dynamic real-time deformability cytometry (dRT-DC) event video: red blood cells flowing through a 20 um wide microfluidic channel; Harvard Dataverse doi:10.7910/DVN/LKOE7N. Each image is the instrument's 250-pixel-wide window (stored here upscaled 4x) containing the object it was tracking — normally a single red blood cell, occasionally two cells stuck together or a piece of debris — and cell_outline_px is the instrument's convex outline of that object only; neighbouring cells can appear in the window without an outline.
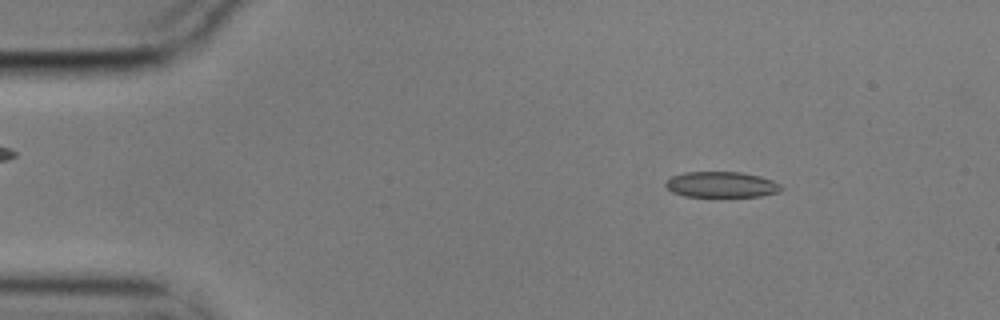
{"species": "common noctule bat (a hibernating species)", "species_latin": "Nyctalus noctula", "temperature_condition": "cold", "stored_images_in_passage": 55, "camera_frame_rate_fps": 3000, "um_per_image_px": 0.085, "animal": {"sex": "male", "body_mass_g": 17.9}, "frame": {"image": 1, "passage_image": 7, "time_ms": 2.0, "image_size_px": [1000, 320], "cell_outline_px": [[780, 188], [776, 192], [760, 196], [684, 196], [672, 192], [664, 184], [672, 176], [684, 172], [740, 172], [760, 176], [772, 180], [780, 184]], "centroid_in_image_um": [61.28, 15.68], "position_along_channel_um": 23.7, "area_um2": 17.05}}
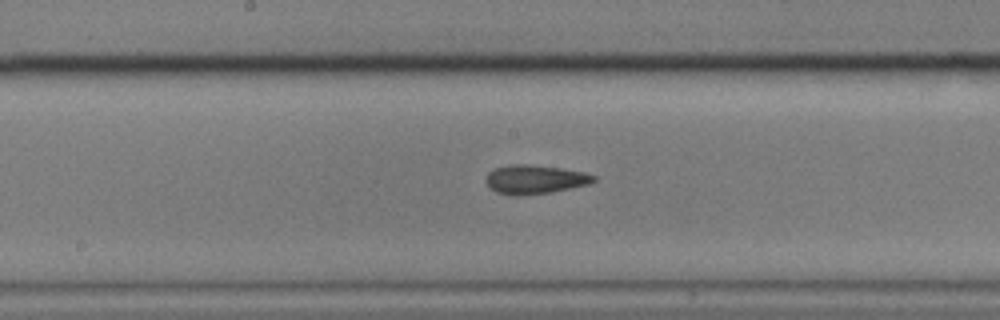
{"frame": {"image": 2, "passage_image": 28, "time_ms": 9.0, "image_size_px": [1000, 320], "cell_outline_px": [[596, 180], [588, 184], [572, 188], [552, 192], [520, 196], [512, 196], [496, 192], [484, 180], [488, 172], [492, 168], [512, 164], [528, 164], [560, 168], [584, 172], [596, 176]], "centroid_in_image_um": [45.44, 15.25], "position_along_channel_um": 202.8, "area_um2": 18.32}}
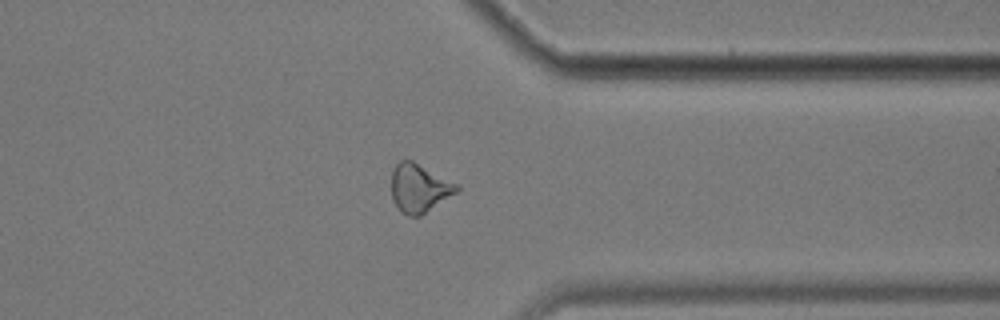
{"frame": {"image": 3, "passage_image": 43, "time_ms": 14.0, "image_size_px": [1000, 320], "cell_outline_px": [[460, 188], [456, 192], [420, 216], [408, 216], [400, 212], [392, 200], [392, 172], [396, 164], [400, 160], [412, 160], [460, 184]], "centroid_in_image_um": [35.63, 15.98], "position_along_channel_um": 375.8, "area_um2": 18.5}, "authors_computed_cell_mechanics": {"area_um2": 18.1492, "velocity_mm_per_s": 3.5526, "shape_relaxation_time_tau1_ms": 3.5295, "shape_relaxation_time_tau2_ms": 3.9791, "deformation_change_tau1": 0.1021, "deformation_change_tau2": 0.1106}}